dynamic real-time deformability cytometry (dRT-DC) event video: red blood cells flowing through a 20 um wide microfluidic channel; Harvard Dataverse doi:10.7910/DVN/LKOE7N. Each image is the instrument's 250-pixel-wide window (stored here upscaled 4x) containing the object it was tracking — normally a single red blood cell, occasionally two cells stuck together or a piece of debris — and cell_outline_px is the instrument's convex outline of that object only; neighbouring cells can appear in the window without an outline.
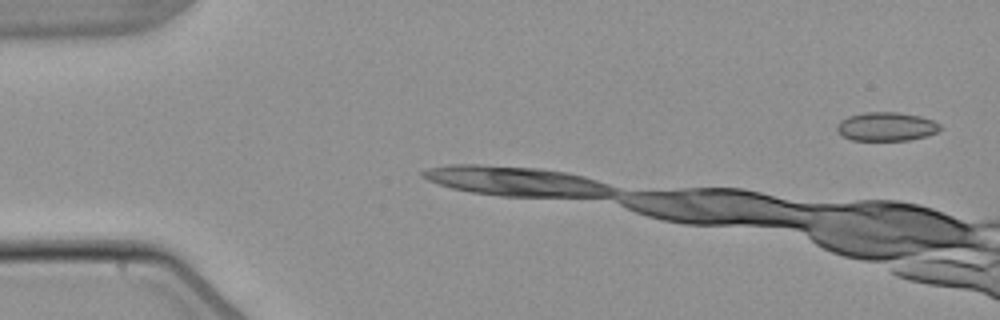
{"species": "common noctule bat (a hibernating species)", "species_latin": "Nyctalus noctula", "temperature_condition": "warm", "stored_images_in_passage": 3, "camera_frame_rate_fps": 3000, "um_per_image_px": 0.085, "animal": {"sex": "male", "body_mass_g": 21.5, "forearm_length_mm": 52.0}, "frame": {"image": 1, "passage_image": 1, "time_ms": 0.0, "image_size_px": [1000, 320], "cell_outline_px": [[940, 128], [936, 132], [928, 136], [908, 140], [852, 140], [840, 136], [836, 128], [836, 124], [840, 120], [848, 116], [864, 112], [896, 112], [920, 116], [932, 120], [940, 124]], "centroid_in_image_um": [75.29, 10.76], "position_along_channel_um": 9.7, "area_um2": 17.4}}